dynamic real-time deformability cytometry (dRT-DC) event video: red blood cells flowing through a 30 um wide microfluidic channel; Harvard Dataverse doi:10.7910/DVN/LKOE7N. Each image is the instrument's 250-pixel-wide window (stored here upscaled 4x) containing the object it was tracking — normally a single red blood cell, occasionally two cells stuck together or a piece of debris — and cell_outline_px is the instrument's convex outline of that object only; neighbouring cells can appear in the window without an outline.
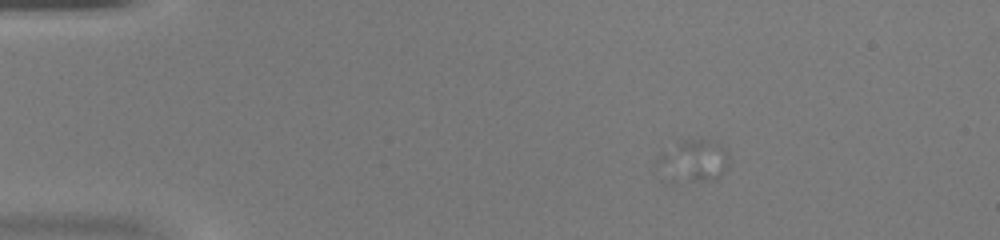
{"species": "common noctule bat (a hibernating species)", "species_latin": "Nyctalus noctula", "temperature_condition": "warm", "stored_images_in_passage": 7, "camera_frame_rate_fps": 3000, "um_per_image_px": 0.085, "animal": {"sex": "female", "body_mass_g": 20.0, "forearm_length_mm": 54.0}, "frame": {"image": 1, "passage_image": 4, "time_ms": 1.0, "image_size_px": [1000, 240], "cell_outline_px": [[728, 164], [724, 172], [720, 176], [708, 180], [672, 184], [668, 184], [660, 180], [652, 172], [656, 160], [660, 152], [680, 136], [708, 140], [728, 148]], "centroid_in_image_um": [58.72, 13.69], "position_along_channel_um": 26.3, "area_um2": 19.83}}